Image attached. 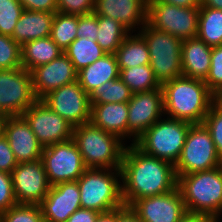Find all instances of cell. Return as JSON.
<instances>
[{
	"label": "cell",
	"mask_w": 222,
	"mask_h": 222,
	"mask_svg": "<svg viewBox=\"0 0 222 222\" xmlns=\"http://www.w3.org/2000/svg\"><path fill=\"white\" fill-rule=\"evenodd\" d=\"M121 181L122 200L127 207L136 200L168 193L177 187L174 165L145 154L134 144L125 148Z\"/></svg>",
	"instance_id": "obj_1"
},
{
	"label": "cell",
	"mask_w": 222,
	"mask_h": 222,
	"mask_svg": "<svg viewBox=\"0 0 222 222\" xmlns=\"http://www.w3.org/2000/svg\"><path fill=\"white\" fill-rule=\"evenodd\" d=\"M164 116L189 122L203 123L215 95L203 80L184 76L174 78L161 85Z\"/></svg>",
	"instance_id": "obj_2"
},
{
	"label": "cell",
	"mask_w": 222,
	"mask_h": 222,
	"mask_svg": "<svg viewBox=\"0 0 222 222\" xmlns=\"http://www.w3.org/2000/svg\"><path fill=\"white\" fill-rule=\"evenodd\" d=\"M188 213L204 214L220 221L222 215V165L216 168L177 176Z\"/></svg>",
	"instance_id": "obj_3"
},
{
	"label": "cell",
	"mask_w": 222,
	"mask_h": 222,
	"mask_svg": "<svg viewBox=\"0 0 222 222\" xmlns=\"http://www.w3.org/2000/svg\"><path fill=\"white\" fill-rule=\"evenodd\" d=\"M73 140L87 168L121 169L127 145L116 135L89 121L74 127Z\"/></svg>",
	"instance_id": "obj_4"
},
{
	"label": "cell",
	"mask_w": 222,
	"mask_h": 222,
	"mask_svg": "<svg viewBox=\"0 0 222 222\" xmlns=\"http://www.w3.org/2000/svg\"><path fill=\"white\" fill-rule=\"evenodd\" d=\"M120 180L121 169L88 168L77 180L81 208L105 213L124 206Z\"/></svg>",
	"instance_id": "obj_5"
},
{
	"label": "cell",
	"mask_w": 222,
	"mask_h": 222,
	"mask_svg": "<svg viewBox=\"0 0 222 222\" xmlns=\"http://www.w3.org/2000/svg\"><path fill=\"white\" fill-rule=\"evenodd\" d=\"M164 118H160L148 128L134 145L147 155L175 165L192 124L165 116Z\"/></svg>",
	"instance_id": "obj_6"
},
{
	"label": "cell",
	"mask_w": 222,
	"mask_h": 222,
	"mask_svg": "<svg viewBox=\"0 0 222 222\" xmlns=\"http://www.w3.org/2000/svg\"><path fill=\"white\" fill-rule=\"evenodd\" d=\"M146 41L150 66L160 85L182 76V40L154 29L148 23L137 31Z\"/></svg>",
	"instance_id": "obj_7"
},
{
	"label": "cell",
	"mask_w": 222,
	"mask_h": 222,
	"mask_svg": "<svg viewBox=\"0 0 222 222\" xmlns=\"http://www.w3.org/2000/svg\"><path fill=\"white\" fill-rule=\"evenodd\" d=\"M222 165L210 132L203 123L192 124L179 159L174 165L176 176L210 170Z\"/></svg>",
	"instance_id": "obj_8"
},
{
	"label": "cell",
	"mask_w": 222,
	"mask_h": 222,
	"mask_svg": "<svg viewBox=\"0 0 222 222\" xmlns=\"http://www.w3.org/2000/svg\"><path fill=\"white\" fill-rule=\"evenodd\" d=\"M199 7H179L162 2H147V23L180 40L197 37Z\"/></svg>",
	"instance_id": "obj_9"
},
{
	"label": "cell",
	"mask_w": 222,
	"mask_h": 222,
	"mask_svg": "<svg viewBox=\"0 0 222 222\" xmlns=\"http://www.w3.org/2000/svg\"><path fill=\"white\" fill-rule=\"evenodd\" d=\"M41 160L51 186L77 181L88 169L73 139L43 147Z\"/></svg>",
	"instance_id": "obj_10"
},
{
	"label": "cell",
	"mask_w": 222,
	"mask_h": 222,
	"mask_svg": "<svg viewBox=\"0 0 222 222\" xmlns=\"http://www.w3.org/2000/svg\"><path fill=\"white\" fill-rule=\"evenodd\" d=\"M22 116L43 147L73 139L74 126L42 100H36Z\"/></svg>",
	"instance_id": "obj_11"
},
{
	"label": "cell",
	"mask_w": 222,
	"mask_h": 222,
	"mask_svg": "<svg viewBox=\"0 0 222 222\" xmlns=\"http://www.w3.org/2000/svg\"><path fill=\"white\" fill-rule=\"evenodd\" d=\"M41 100L74 127L91 119L90 96L78 81L51 91Z\"/></svg>",
	"instance_id": "obj_12"
},
{
	"label": "cell",
	"mask_w": 222,
	"mask_h": 222,
	"mask_svg": "<svg viewBox=\"0 0 222 222\" xmlns=\"http://www.w3.org/2000/svg\"><path fill=\"white\" fill-rule=\"evenodd\" d=\"M36 100L27 69L0 70V105L9 115H22Z\"/></svg>",
	"instance_id": "obj_13"
},
{
	"label": "cell",
	"mask_w": 222,
	"mask_h": 222,
	"mask_svg": "<svg viewBox=\"0 0 222 222\" xmlns=\"http://www.w3.org/2000/svg\"><path fill=\"white\" fill-rule=\"evenodd\" d=\"M11 177L18 204L40 205L51 187L41 159L18 163Z\"/></svg>",
	"instance_id": "obj_14"
},
{
	"label": "cell",
	"mask_w": 222,
	"mask_h": 222,
	"mask_svg": "<svg viewBox=\"0 0 222 222\" xmlns=\"http://www.w3.org/2000/svg\"><path fill=\"white\" fill-rule=\"evenodd\" d=\"M163 92L155 89L148 92L133 93L128 102V138L136 140L161 116L164 117Z\"/></svg>",
	"instance_id": "obj_15"
},
{
	"label": "cell",
	"mask_w": 222,
	"mask_h": 222,
	"mask_svg": "<svg viewBox=\"0 0 222 222\" xmlns=\"http://www.w3.org/2000/svg\"><path fill=\"white\" fill-rule=\"evenodd\" d=\"M129 208L143 222H178L187 213L178 187L168 193L136 200Z\"/></svg>",
	"instance_id": "obj_16"
},
{
	"label": "cell",
	"mask_w": 222,
	"mask_h": 222,
	"mask_svg": "<svg viewBox=\"0 0 222 222\" xmlns=\"http://www.w3.org/2000/svg\"><path fill=\"white\" fill-rule=\"evenodd\" d=\"M33 92L41 100L51 91L77 81V71L70 59L62 53L51 62L30 71Z\"/></svg>",
	"instance_id": "obj_17"
},
{
	"label": "cell",
	"mask_w": 222,
	"mask_h": 222,
	"mask_svg": "<svg viewBox=\"0 0 222 222\" xmlns=\"http://www.w3.org/2000/svg\"><path fill=\"white\" fill-rule=\"evenodd\" d=\"M3 135L9 142L18 163L41 159L43 146L22 115H9L5 119Z\"/></svg>",
	"instance_id": "obj_18"
},
{
	"label": "cell",
	"mask_w": 222,
	"mask_h": 222,
	"mask_svg": "<svg viewBox=\"0 0 222 222\" xmlns=\"http://www.w3.org/2000/svg\"><path fill=\"white\" fill-rule=\"evenodd\" d=\"M40 208L44 222H66L70 215L81 208L77 181L61 182L51 186Z\"/></svg>",
	"instance_id": "obj_19"
},
{
	"label": "cell",
	"mask_w": 222,
	"mask_h": 222,
	"mask_svg": "<svg viewBox=\"0 0 222 222\" xmlns=\"http://www.w3.org/2000/svg\"><path fill=\"white\" fill-rule=\"evenodd\" d=\"M94 13L116 19L134 33L147 23V0H95Z\"/></svg>",
	"instance_id": "obj_20"
},
{
	"label": "cell",
	"mask_w": 222,
	"mask_h": 222,
	"mask_svg": "<svg viewBox=\"0 0 222 222\" xmlns=\"http://www.w3.org/2000/svg\"><path fill=\"white\" fill-rule=\"evenodd\" d=\"M90 121L122 141L128 139V103H91Z\"/></svg>",
	"instance_id": "obj_21"
},
{
	"label": "cell",
	"mask_w": 222,
	"mask_h": 222,
	"mask_svg": "<svg viewBox=\"0 0 222 222\" xmlns=\"http://www.w3.org/2000/svg\"><path fill=\"white\" fill-rule=\"evenodd\" d=\"M211 50L198 37L182 40V76L204 81L211 66Z\"/></svg>",
	"instance_id": "obj_22"
},
{
	"label": "cell",
	"mask_w": 222,
	"mask_h": 222,
	"mask_svg": "<svg viewBox=\"0 0 222 222\" xmlns=\"http://www.w3.org/2000/svg\"><path fill=\"white\" fill-rule=\"evenodd\" d=\"M54 15L44 11L24 10L11 37L22 46L28 41L50 36Z\"/></svg>",
	"instance_id": "obj_23"
},
{
	"label": "cell",
	"mask_w": 222,
	"mask_h": 222,
	"mask_svg": "<svg viewBox=\"0 0 222 222\" xmlns=\"http://www.w3.org/2000/svg\"><path fill=\"white\" fill-rule=\"evenodd\" d=\"M119 68L115 54H105L87 67L77 72V81L83 90L90 95L107 81L119 78Z\"/></svg>",
	"instance_id": "obj_24"
},
{
	"label": "cell",
	"mask_w": 222,
	"mask_h": 222,
	"mask_svg": "<svg viewBox=\"0 0 222 222\" xmlns=\"http://www.w3.org/2000/svg\"><path fill=\"white\" fill-rule=\"evenodd\" d=\"M63 50L50 38H39L21 46V63L29 72L58 58Z\"/></svg>",
	"instance_id": "obj_25"
},
{
	"label": "cell",
	"mask_w": 222,
	"mask_h": 222,
	"mask_svg": "<svg viewBox=\"0 0 222 222\" xmlns=\"http://www.w3.org/2000/svg\"><path fill=\"white\" fill-rule=\"evenodd\" d=\"M130 33L115 52L119 69L150 64L149 50L144 38Z\"/></svg>",
	"instance_id": "obj_26"
},
{
	"label": "cell",
	"mask_w": 222,
	"mask_h": 222,
	"mask_svg": "<svg viewBox=\"0 0 222 222\" xmlns=\"http://www.w3.org/2000/svg\"><path fill=\"white\" fill-rule=\"evenodd\" d=\"M197 37L211 47L222 45V10L199 7Z\"/></svg>",
	"instance_id": "obj_27"
},
{
	"label": "cell",
	"mask_w": 222,
	"mask_h": 222,
	"mask_svg": "<svg viewBox=\"0 0 222 222\" xmlns=\"http://www.w3.org/2000/svg\"><path fill=\"white\" fill-rule=\"evenodd\" d=\"M63 53L73 63L77 72L107 54L96 41L85 37L76 38Z\"/></svg>",
	"instance_id": "obj_28"
},
{
	"label": "cell",
	"mask_w": 222,
	"mask_h": 222,
	"mask_svg": "<svg viewBox=\"0 0 222 222\" xmlns=\"http://www.w3.org/2000/svg\"><path fill=\"white\" fill-rule=\"evenodd\" d=\"M96 42L107 53L115 54L123 40L131 33L116 19L98 15Z\"/></svg>",
	"instance_id": "obj_29"
},
{
	"label": "cell",
	"mask_w": 222,
	"mask_h": 222,
	"mask_svg": "<svg viewBox=\"0 0 222 222\" xmlns=\"http://www.w3.org/2000/svg\"><path fill=\"white\" fill-rule=\"evenodd\" d=\"M119 77L133 93L148 92L161 88L150 64L119 69Z\"/></svg>",
	"instance_id": "obj_30"
},
{
	"label": "cell",
	"mask_w": 222,
	"mask_h": 222,
	"mask_svg": "<svg viewBox=\"0 0 222 222\" xmlns=\"http://www.w3.org/2000/svg\"><path fill=\"white\" fill-rule=\"evenodd\" d=\"M78 15L56 12L52 21L50 38L64 51L76 38Z\"/></svg>",
	"instance_id": "obj_31"
},
{
	"label": "cell",
	"mask_w": 222,
	"mask_h": 222,
	"mask_svg": "<svg viewBox=\"0 0 222 222\" xmlns=\"http://www.w3.org/2000/svg\"><path fill=\"white\" fill-rule=\"evenodd\" d=\"M89 96L90 103H128L133 92L119 77L100 85Z\"/></svg>",
	"instance_id": "obj_32"
},
{
	"label": "cell",
	"mask_w": 222,
	"mask_h": 222,
	"mask_svg": "<svg viewBox=\"0 0 222 222\" xmlns=\"http://www.w3.org/2000/svg\"><path fill=\"white\" fill-rule=\"evenodd\" d=\"M0 222H44L40 205L16 204L0 214Z\"/></svg>",
	"instance_id": "obj_33"
},
{
	"label": "cell",
	"mask_w": 222,
	"mask_h": 222,
	"mask_svg": "<svg viewBox=\"0 0 222 222\" xmlns=\"http://www.w3.org/2000/svg\"><path fill=\"white\" fill-rule=\"evenodd\" d=\"M23 11L19 0H0V34L12 36Z\"/></svg>",
	"instance_id": "obj_34"
},
{
	"label": "cell",
	"mask_w": 222,
	"mask_h": 222,
	"mask_svg": "<svg viewBox=\"0 0 222 222\" xmlns=\"http://www.w3.org/2000/svg\"><path fill=\"white\" fill-rule=\"evenodd\" d=\"M20 67L21 46L11 36L0 34V70Z\"/></svg>",
	"instance_id": "obj_35"
},
{
	"label": "cell",
	"mask_w": 222,
	"mask_h": 222,
	"mask_svg": "<svg viewBox=\"0 0 222 222\" xmlns=\"http://www.w3.org/2000/svg\"><path fill=\"white\" fill-rule=\"evenodd\" d=\"M203 124L210 132L216 151L222 159V107L219 104L214 102L211 105Z\"/></svg>",
	"instance_id": "obj_36"
},
{
	"label": "cell",
	"mask_w": 222,
	"mask_h": 222,
	"mask_svg": "<svg viewBox=\"0 0 222 222\" xmlns=\"http://www.w3.org/2000/svg\"><path fill=\"white\" fill-rule=\"evenodd\" d=\"M204 82L214 95L222 90V45L212 47L211 66Z\"/></svg>",
	"instance_id": "obj_37"
},
{
	"label": "cell",
	"mask_w": 222,
	"mask_h": 222,
	"mask_svg": "<svg viewBox=\"0 0 222 222\" xmlns=\"http://www.w3.org/2000/svg\"><path fill=\"white\" fill-rule=\"evenodd\" d=\"M95 0H57V11L65 14L84 15L94 12Z\"/></svg>",
	"instance_id": "obj_38"
},
{
	"label": "cell",
	"mask_w": 222,
	"mask_h": 222,
	"mask_svg": "<svg viewBox=\"0 0 222 222\" xmlns=\"http://www.w3.org/2000/svg\"><path fill=\"white\" fill-rule=\"evenodd\" d=\"M16 204L11 174L0 171V214Z\"/></svg>",
	"instance_id": "obj_39"
},
{
	"label": "cell",
	"mask_w": 222,
	"mask_h": 222,
	"mask_svg": "<svg viewBox=\"0 0 222 222\" xmlns=\"http://www.w3.org/2000/svg\"><path fill=\"white\" fill-rule=\"evenodd\" d=\"M98 15L94 12L78 15L77 38H89L93 41L97 39Z\"/></svg>",
	"instance_id": "obj_40"
},
{
	"label": "cell",
	"mask_w": 222,
	"mask_h": 222,
	"mask_svg": "<svg viewBox=\"0 0 222 222\" xmlns=\"http://www.w3.org/2000/svg\"><path fill=\"white\" fill-rule=\"evenodd\" d=\"M18 165L6 137L0 136V171L11 174Z\"/></svg>",
	"instance_id": "obj_41"
},
{
	"label": "cell",
	"mask_w": 222,
	"mask_h": 222,
	"mask_svg": "<svg viewBox=\"0 0 222 222\" xmlns=\"http://www.w3.org/2000/svg\"><path fill=\"white\" fill-rule=\"evenodd\" d=\"M24 10L57 12V0H19Z\"/></svg>",
	"instance_id": "obj_42"
},
{
	"label": "cell",
	"mask_w": 222,
	"mask_h": 222,
	"mask_svg": "<svg viewBox=\"0 0 222 222\" xmlns=\"http://www.w3.org/2000/svg\"><path fill=\"white\" fill-rule=\"evenodd\" d=\"M99 214L94 210L80 208L70 215L66 222H95Z\"/></svg>",
	"instance_id": "obj_43"
},
{
	"label": "cell",
	"mask_w": 222,
	"mask_h": 222,
	"mask_svg": "<svg viewBox=\"0 0 222 222\" xmlns=\"http://www.w3.org/2000/svg\"><path fill=\"white\" fill-rule=\"evenodd\" d=\"M117 222H143L126 205L117 209Z\"/></svg>",
	"instance_id": "obj_44"
},
{
	"label": "cell",
	"mask_w": 222,
	"mask_h": 222,
	"mask_svg": "<svg viewBox=\"0 0 222 222\" xmlns=\"http://www.w3.org/2000/svg\"><path fill=\"white\" fill-rule=\"evenodd\" d=\"M178 222H219V221L208 215L187 212Z\"/></svg>",
	"instance_id": "obj_45"
},
{
	"label": "cell",
	"mask_w": 222,
	"mask_h": 222,
	"mask_svg": "<svg viewBox=\"0 0 222 222\" xmlns=\"http://www.w3.org/2000/svg\"><path fill=\"white\" fill-rule=\"evenodd\" d=\"M147 2H162L179 7H200L201 0H147Z\"/></svg>",
	"instance_id": "obj_46"
},
{
	"label": "cell",
	"mask_w": 222,
	"mask_h": 222,
	"mask_svg": "<svg viewBox=\"0 0 222 222\" xmlns=\"http://www.w3.org/2000/svg\"><path fill=\"white\" fill-rule=\"evenodd\" d=\"M95 222H117V209L105 213H100Z\"/></svg>",
	"instance_id": "obj_47"
},
{
	"label": "cell",
	"mask_w": 222,
	"mask_h": 222,
	"mask_svg": "<svg viewBox=\"0 0 222 222\" xmlns=\"http://www.w3.org/2000/svg\"><path fill=\"white\" fill-rule=\"evenodd\" d=\"M201 5L222 10V0H201Z\"/></svg>",
	"instance_id": "obj_48"
},
{
	"label": "cell",
	"mask_w": 222,
	"mask_h": 222,
	"mask_svg": "<svg viewBox=\"0 0 222 222\" xmlns=\"http://www.w3.org/2000/svg\"><path fill=\"white\" fill-rule=\"evenodd\" d=\"M215 102L222 107V90L215 95Z\"/></svg>",
	"instance_id": "obj_49"
},
{
	"label": "cell",
	"mask_w": 222,
	"mask_h": 222,
	"mask_svg": "<svg viewBox=\"0 0 222 222\" xmlns=\"http://www.w3.org/2000/svg\"><path fill=\"white\" fill-rule=\"evenodd\" d=\"M7 117H0V136L3 134L4 122Z\"/></svg>",
	"instance_id": "obj_50"
},
{
	"label": "cell",
	"mask_w": 222,
	"mask_h": 222,
	"mask_svg": "<svg viewBox=\"0 0 222 222\" xmlns=\"http://www.w3.org/2000/svg\"><path fill=\"white\" fill-rule=\"evenodd\" d=\"M9 114L0 105V117H8Z\"/></svg>",
	"instance_id": "obj_51"
}]
</instances>
